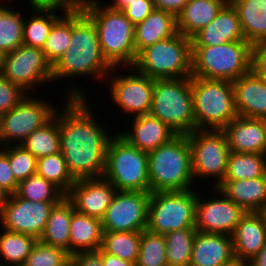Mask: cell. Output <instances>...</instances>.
<instances>
[{
    "label": "cell",
    "mask_w": 266,
    "mask_h": 266,
    "mask_svg": "<svg viewBox=\"0 0 266 266\" xmlns=\"http://www.w3.org/2000/svg\"><path fill=\"white\" fill-rule=\"evenodd\" d=\"M73 85L65 92L68 96L58 113L60 152L75 180L103 177L107 148L114 133L110 135L104 124L95 119L86 94L79 85Z\"/></svg>",
    "instance_id": "1"
},
{
    "label": "cell",
    "mask_w": 266,
    "mask_h": 266,
    "mask_svg": "<svg viewBox=\"0 0 266 266\" xmlns=\"http://www.w3.org/2000/svg\"><path fill=\"white\" fill-rule=\"evenodd\" d=\"M103 56L96 26L79 10L71 13V39L68 49L52 66V81L86 76L102 80L116 72ZM112 70V72H111ZM115 70V71H113ZM110 71V72H109ZM109 72V74H108Z\"/></svg>",
    "instance_id": "2"
},
{
    "label": "cell",
    "mask_w": 266,
    "mask_h": 266,
    "mask_svg": "<svg viewBox=\"0 0 266 266\" xmlns=\"http://www.w3.org/2000/svg\"><path fill=\"white\" fill-rule=\"evenodd\" d=\"M83 12L96 26L101 51L113 67H132L137 59L135 25L122 11L104 6L100 0H83Z\"/></svg>",
    "instance_id": "3"
},
{
    "label": "cell",
    "mask_w": 266,
    "mask_h": 266,
    "mask_svg": "<svg viewBox=\"0 0 266 266\" xmlns=\"http://www.w3.org/2000/svg\"><path fill=\"white\" fill-rule=\"evenodd\" d=\"M148 166L151 193L186 191L195 187L187 135H176L149 151Z\"/></svg>",
    "instance_id": "4"
},
{
    "label": "cell",
    "mask_w": 266,
    "mask_h": 266,
    "mask_svg": "<svg viewBox=\"0 0 266 266\" xmlns=\"http://www.w3.org/2000/svg\"><path fill=\"white\" fill-rule=\"evenodd\" d=\"M252 46L246 40L192 46L191 76L234 82L251 71Z\"/></svg>",
    "instance_id": "5"
},
{
    "label": "cell",
    "mask_w": 266,
    "mask_h": 266,
    "mask_svg": "<svg viewBox=\"0 0 266 266\" xmlns=\"http://www.w3.org/2000/svg\"><path fill=\"white\" fill-rule=\"evenodd\" d=\"M195 130H223L238 115L233 84L191 76Z\"/></svg>",
    "instance_id": "6"
},
{
    "label": "cell",
    "mask_w": 266,
    "mask_h": 266,
    "mask_svg": "<svg viewBox=\"0 0 266 266\" xmlns=\"http://www.w3.org/2000/svg\"><path fill=\"white\" fill-rule=\"evenodd\" d=\"M132 67L154 80L191 77L192 39L177 32L143 49Z\"/></svg>",
    "instance_id": "7"
},
{
    "label": "cell",
    "mask_w": 266,
    "mask_h": 266,
    "mask_svg": "<svg viewBox=\"0 0 266 266\" xmlns=\"http://www.w3.org/2000/svg\"><path fill=\"white\" fill-rule=\"evenodd\" d=\"M149 114L167 124L176 135L195 131L191 77L154 80Z\"/></svg>",
    "instance_id": "8"
},
{
    "label": "cell",
    "mask_w": 266,
    "mask_h": 266,
    "mask_svg": "<svg viewBox=\"0 0 266 266\" xmlns=\"http://www.w3.org/2000/svg\"><path fill=\"white\" fill-rule=\"evenodd\" d=\"M103 177L117 191L150 192L148 152L114 134L108 144Z\"/></svg>",
    "instance_id": "9"
},
{
    "label": "cell",
    "mask_w": 266,
    "mask_h": 266,
    "mask_svg": "<svg viewBox=\"0 0 266 266\" xmlns=\"http://www.w3.org/2000/svg\"><path fill=\"white\" fill-rule=\"evenodd\" d=\"M194 189L151 193L147 230L165 235L175 230L195 228L197 192Z\"/></svg>",
    "instance_id": "10"
},
{
    "label": "cell",
    "mask_w": 266,
    "mask_h": 266,
    "mask_svg": "<svg viewBox=\"0 0 266 266\" xmlns=\"http://www.w3.org/2000/svg\"><path fill=\"white\" fill-rule=\"evenodd\" d=\"M187 137L191 148L194 180L197 181L198 177H213L216 179L213 188H216L224 180L230 153L225 133L222 130L196 129Z\"/></svg>",
    "instance_id": "11"
},
{
    "label": "cell",
    "mask_w": 266,
    "mask_h": 266,
    "mask_svg": "<svg viewBox=\"0 0 266 266\" xmlns=\"http://www.w3.org/2000/svg\"><path fill=\"white\" fill-rule=\"evenodd\" d=\"M42 101L26 94L15 107L0 115L1 147L11 145V142L21 145L31 133L54 117L56 106Z\"/></svg>",
    "instance_id": "12"
},
{
    "label": "cell",
    "mask_w": 266,
    "mask_h": 266,
    "mask_svg": "<svg viewBox=\"0 0 266 266\" xmlns=\"http://www.w3.org/2000/svg\"><path fill=\"white\" fill-rule=\"evenodd\" d=\"M0 74L29 94L31 89L52 82V65L42 49L21 45L4 54Z\"/></svg>",
    "instance_id": "13"
},
{
    "label": "cell",
    "mask_w": 266,
    "mask_h": 266,
    "mask_svg": "<svg viewBox=\"0 0 266 266\" xmlns=\"http://www.w3.org/2000/svg\"><path fill=\"white\" fill-rule=\"evenodd\" d=\"M151 192L116 191L101 219L103 231L133 232L147 229Z\"/></svg>",
    "instance_id": "14"
},
{
    "label": "cell",
    "mask_w": 266,
    "mask_h": 266,
    "mask_svg": "<svg viewBox=\"0 0 266 266\" xmlns=\"http://www.w3.org/2000/svg\"><path fill=\"white\" fill-rule=\"evenodd\" d=\"M58 202L29 201L16 194L7 195L0 205V224L2 229L41 237L50 211Z\"/></svg>",
    "instance_id": "15"
},
{
    "label": "cell",
    "mask_w": 266,
    "mask_h": 266,
    "mask_svg": "<svg viewBox=\"0 0 266 266\" xmlns=\"http://www.w3.org/2000/svg\"><path fill=\"white\" fill-rule=\"evenodd\" d=\"M130 68L133 73L125 75H116L111 78L109 83V92L111 101H113L124 114H134L135 116L149 114L154 90V79L147 75L135 71L134 67ZM117 76V77H116Z\"/></svg>",
    "instance_id": "16"
},
{
    "label": "cell",
    "mask_w": 266,
    "mask_h": 266,
    "mask_svg": "<svg viewBox=\"0 0 266 266\" xmlns=\"http://www.w3.org/2000/svg\"><path fill=\"white\" fill-rule=\"evenodd\" d=\"M212 189L219 194L215 199L211 197L206 201L197 193L195 228L204 233L231 236L246 212L217 188Z\"/></svg>",
    "instance_id": "17"
},
{
    "label": "cell",
    "mask_w": 266,
    "mask_h": 266,
    "mask_svg": "<svg viewBox=\"0 0 266 266\" xmlns=\"http://www.w3.org/2000/svg\"><path fill=\"white\" fill-rule=\"evenodd\" d=\"M116 191L104 177L83 178L75 180L66 197L75 211L101 220Z\"/></svg>",
    "instance_id": "18"
},
{
    "label": "cell",
    "mask_w": 266,
    "mask_h": 266,
    "mask_svg": "<svg viewBox=\"0 0 266 266\" xmlns=\"http://www.w3.org/2000/svg\"><path fill=\"white\" fill-rule=\"evenodd\" d=\"M222 131L230 152L264 154L266 119L237 116Z\"/></svg>",
    "instance_id": "19"
},
{
    "label": "cell",
    "mask_w": 266,
    "mask_h": 266,
    "mask_svg": "<svg viewBox=\"0 0 266 266\" xmlns=\"http://www.w3.org/2000/svg\"><path fill=\"white\" fill-rule=\"evenodd\" d=\"M232 236L235 259L247 263L266 244V224L260 212H246Z\"/></svg>",
    "instance_id": "20"
},
{
    "label": "cell",
    "mask_w": 266,
    "mask_h": 266,
    "mask_svg": "<svg viewBox=\"0 0 266 266\" xmlns=\"http://www.w3.org/2000/svg\"><path fill=\"white\" fill-rule=\"evenodd\" d=\"M191 39L192 46H217L245 40L236 9L228 1L217 16Z\"/></svg>",
    "instance_id": "21"
},
{
    "label": "cell",
    "mask_w": 266,
    "mask_h": 266,
    "mask_svg": "<svg viewBox=\"0 0 266 266\" xmlns=\"http://www.w3.org/2000/svg\"><path fill=\"white\" fill-rule=\"evenodd\" d=\"M232 84L237 115L266 119V81L251 70Z\"/></svg>",
    "instance_id": "22"
},
{
    "label": "cell",
    "mask_w": 266,
    "mask_h": 266,
    "mask_svg": "<svg viewBox=\"0 0 266 266\" xmlns=\"http://www.w3.org/2000/svg\"><path fill=\"white\" fill-rule=\"evenodd\" d=\"M234 260L232 236L196 232L189 266H224Z\"/></svg>",
    "instance_id": "23"
},
{
    "label": "cell",
    "mask_w": 266,
    "mask_h": 266,
    "mask_svg": "<svg viewBox=\"0 0 266 266\" xmlns=\"http://www.w3.org/2000/svg\"><path fill=\"white\" fill-rule=\"evenodd\" d=\"M132 131L124 130L119 134L132 146L149 152L169 142L176 133L164 122L151 114L133 117Z\"/></svg>",
    "instance_id": "24"
},
{
    "label": "cell",
    "mask_w": 266,
    "mask_h": 266,
    "mask_svg": "<svg viewBox=\"0 0 266 266\" xmlns=\"http://www.w3.org/2000/svg\"><path fill=\"white\" fill-rule=\"evenodd\" d=\"M245 212H260L266 205V176L254 179H224L217 187Z\"/></svg>",
    "instance_id": "25"
},
{
    "label": "cell",
    "mask_w": 266,
    "mask_h": 266,
    "mask_svg": "<svg viewBox=\"0 0 266 266\" xmlns=\"http://www.w3.org/2000/svg\"><path fill=\"white\" fill-rule=\"evenodd\" d=\"M176 33V17L172 13L155 8L141 23L135 26L136 54L138 55L146 47L168 39Z\"/></svg>",
    "instance_id": "26"
},
{
    "label": "cell",
    "mask_w": 266,
    "mask_h": 266,
    "mask_svg": "<svg viewBox=\"0 0 266 266\" xmlns=\"http://www.w3.org/2000/svg\"><path fill=\"white\" fill-rule=\"evenodd\" d=\"M229 0H188L176 17L177 32L192 38L207 26Z\"/></svg>",
    "instance_id": "27"
},
{
    "label": "cell",
    "mask_w": 266,
    "mask_h": 266,
    "mask_svg": "<svg viewBox=\"0 0 266 266\" xmlns=\"http://www.w3.org/2000/svg\"><path fill=\"white\" fill-rule=\"evenodd\" d=\"M69 253L95 251L101 248L103 230L101 220L74 211L69 226Z\"/></svg>",
    "instance_id": "28"
},
{
    "label": "cell",
    "mask_w": 266,
    "mask_h": 266,
    "mask_svg": "<svg viewBox=\"0 0 266 266\" xmlns=\"http://www.w3.org/2000/svg\"><path fill=\"white\" fill-rule=\"evenodd\" d=\"M238 13L242 33L252 45L266 42V0H229Z\"/></svg>",
    "instance_id": "29"
},
{
    "label": "cell",
    "mask_w": 266,
    "mask_h": 266,
    "mask_svg": "<svg viewBox=\"0 0 266 266\" xmlns=\"http://www.w3.org/2000/svg\"><path fill=\"white\" fill-rule=\"evenodd\" d=\"M74 211L73 204L66 196L54 204L39 241L69 252V226Z\"/></svg>",
    "instance_id": "30"
},
{
    "label": "cell",
    "mask_w": 266,
    "mask_h": 266,
    "mask_svg": "<svg viewBox=\"0 0 266 266\" xmlns=\"http://www.w3.org/2000/svg\"><path fill=\"white\" fill-rule=\"evenodd\" d=\"M58 109L54 117L45 125L31 133L22 146L37 159L60 152V131L58 126Z\"/></svg>",
    "instance_id": "31"
},
{
    "label": "cell",
    "mask_w": 266,
    "mask_h": 266,
    "mask_svg": "<svg viewBox=\"0 0 266 266\" xmlns=\"http://www.w3.org/2000/svg\"><path fill=\"white\" fill-rule=\"evenodd\" d=\"M0 234V266H23L35 243V237L5 229ZM8 262V263H7Z\"/></svg>",
    "instance_id": "32"
},
{
    "label": "cell",
    "mask_w": 266,
    "mask_h": 266,
    "mask_svg": "<svg viewBox=\"0 0 266 266\" xmlns=\"http://www.w3.org/2000/svg\"><path fill=\"white\" fill-rule=\"evenodd\" d=\"M266 176V156L259 153L230 152L224 179H254Z\"/></svg>",
    "instance_id": "33"
},
{
    "label": "cell",
    "mask_w": 266,
    "mask_h": 266,
    "mask_svg": "<svg viewBox=\"0 0 266 266\" xmlns=\"http://www.w3.org/2000/svg\"><path fill=\"white\" fill-rule=\"evenodd\" d=\"M29 19H24L23 45L43 49L53 25L65 14L57 16L55 10H33ZM27 20V21H26Z\"/></svg>",
    "instance_id": "34"
},
{
    "label": "cell",
    "mask_w": 266,
    "mask_h": 266,
    "mask_svg": "<svg viewBox=\"0 0 266 266\" xmlns=\"http://www.w3.org/2000/svg\"><path fill=\"white\" fill-rule=\"evenodd\" d=\"M141 241V231H103L101 249L112 256L136 264Z\"/></svg>",
    "instance_id": "35"
},
{
    "label": "cell",
    "mask_w": 266,
    "mask_h": 266,
    "mask_svg": "<svg viewBox=\"0 0 266 266\" xmlns=\"http://www.w3.org/2000/svg\"><path fill=\"white\" fill-rule=\"evenodd\" d=\"M23 29L24 15L4 4L0 8V50L4 54L23 45Z\"/></svg>",
    "instance_id": "36"
},
{
    "label": "cell",
    "mask_w": 266,
    "mask_h": 266,
    "mask_svg": "<svg viewBox=\"0 0 266 266\" xmlns=\"http://www.w3.org/2000/svg\"><path fill=\"white\" fill-rule=\"evenodd\" d=\"M196 232V228H187L164 235L168 266H189Z\"/></svg>",
    "instance_id": "37"
},
{
    "label": "cell",
    "mask_w": 266,
    "mask_h": 266,
    "mask_svg": "<svg viewBox=\"0 0 266 266\" xmlns=\"http://www.w3.org/2000/svg\"><path fill=\"white\" fill-rule=\"evenodd\" d=\"M36 174L53 183L65 195L75 183V179L69 173L61 152L38 158Z\"/></svg>",
    "instance_id": "38"
},
{
    "label": "cell",
    "mask_w": 266,
    "mask_h": 266,
    "mask_svg": "<svg viewBox=\"0 0 266 266\" xmlns=\"http://www.w3.org/2000/svg\"><path fill=\"white\" fill-rule=\"evenodd\" d=\"M18 197L37 202H59L66 195L53 183L34 174L18 183Z\"/></svg>",
    "instance_id": "39"
},
{
    "label": "cell",
    "mask_w": 266,
    "mask_h": 266,
    "mask_svg": "<svg viewBox=\"0 0 266 266\" xmlns=\"http://www.w3.org/2000/svg\"><path fill=\"white\" fill-rule=\"evenodd\" d=\"M71 13H65L52 27L43 46L46 59L53 66L70 45Z\"/></svg>",
    "instance_id": "40"
},
{
    "label": "cell",
    "mask_w": 266,
    "mask_h": 266,
    "mask_svg": "<svg viewBox=\"0 0 266 266\" xmlns=\"http://www.w3.org/2000/svg\"><path fill=\"white\" fill-rule=\"evenodd\" d=\"M135 266H168L164 235L141 231V241Z\"/></svg>",
    "instance_id": "41"
},
{
    "label": "cell",
    "mask_w": 266,
    "mask_h": 266,
    "mask_svg": "<svg viewBox=\"0 0 266 266\" xmlns=\"http://www.w3.org/2000/svg\"><path fill=\"white\" fill-rule=\"evenodd\" d=\"M70 262L71 254L67 250L46 245L38 240L23 266H66Z\"/></svg>",
    "instance_id": "42"
},
{
    "label": "cell",
    "mask_w": 266,
    "mask_h": 266,
    "mask_svg": "<svg viewBox=\"0 0 266 266\" xmlns=\"http://www.w3.org/2000/svg\"><path fill=\"white\" fill-rule=\"evenodd\" d=\"M0 149L8 156L12 172L18 182L36 174L37 158L22 145H8Z\"/></svg>",
    "instance_id": "43"
},
{
    "label": "cell",
    "mask_w": 266,
    "mask_h": 266,
    "mask_svg": "<svg viewBox=\"0 0 266 266\" xmlns=\"http://www.w3.org/2000/svg\"><path fill=\"white\" fill-rule=\"evenodd\" d=\"M26 92L0 74V115L15 107Z\"/></svg>",
    "instance_id": "44"
},
{
    "label": "cell",
    "mask_w": 266,
    "mask_h": 266,
    "mask_svg": "<svg viewBox=\"0 0 266 266\" xmlns=\"http://www.w3.org/2000/svg\"><path fill=\"white\" fill-rule=\"evenodd\" d=\"M28 2L33 10H58V12L61 10L63 13L79 11L83 5V0H29Z\"/></svg>",
    "instance_id": "45"
},
{
    "label": "cell",
    "mask_w": 266,
    "mask_h": 266,
    "mask_svg": "<svg viewBox=\"0 0 266 266\" xmlns=\"http://www.w3.org/2000/svg\"><path fill=\"white\" fill-rule=\"evenodd\" d=\"M18 181L12 172L8 156L0 149V189L6 194H15Z\"/></svg>",
    "instance_id": "46"
},
{
    "label": "cell",
    "mask_w": 266,
    "mask_h": 266,
    "mask_svg": "<svg viewBox=\"0 0 266 266\" xmlns=\"http://www.w3.org/2000/svg\"><path fill=\"white\" fill-rule=\"evenodd\" d=\"M155 9L153 0L135 1L127 5L122 12L136 26Z\"/></svg>",
    "instance_id": "47"
},
{
    "label": "cell",
    "mask_w": 266,
    "mask_h": 266,
    "mask_svg": "<svg viewBox=\"0 0 266 266\" xmlns=\"http://www.w3.org/2000/svg\"><path fill=\"white\" fill-rule=\"evenodd\" d=\"M251 70L266 81V42L253 44Z\"/></svg>",
    "instance_id": "48"
},
{
    "label": "cell",
    "mask_w": 266,
    "mask_h": 266,
    "mask_svg": "<svg viewBox=\"0 0 266 266\" xmlns=\"http://www.w3.org/2000/svg\"><path fill=\"white\" fill-rule=\"evenodd\" d=\"M75 266H103L101 248L95 251H81L71 255Z\"/></svg>",
    "instance_id": "49"
},
{
    "label": "cell",
    "mask_w": 266,
    "mask_h": 266,
    "mask_svg": "<svg viewBox=\"0 0 266 266\" xmlns=\"http://www.w3.org/2000/svg\"><path fill=\"white\" fill-rule=\"evenodd\" d=\"M188 0H153L154 7L172 13L177 17Z\"/></svg>",
    "instance_id": "50"
},
{
    "label": "cell",
    "mask_w": 266,
    "mask_h": 266,
    "mask_svg": "<svg viewBox=\"0 0 266 266\" xmlns=\"http://www.w3.org/2000/svg\"><path fill=\"white\" fill-rule=\"evenodd\" d=\"M101 257H102L103 266H135L133 262L112 256L108 253H105L102 249H101Z\"/></svg>",
    "instance_id": "51"
},
{
    "label": "cell",
    "mask_w": 266,
    "mask_h": 266,
    "mask_svg": "<svg viewBox=\"0 0 266 266\" xmlns=\"http://www.w3.org/2000/svg\"><path fill=\"white\" fill-rule=\"evenodd\" d=\"M247 263L249 266H266V244L257 255Z\"/></svg>",
    "instance_id": "52"
},
{
    "label": "cell",
    "mask_w": 266,
    "mask_h": 266,
    "mask_svg": "<svg viewBox=\"0 0 266 266\" xmlns=\"http://www.w3.org/2000/svg\"><path fill=\"white\" fill-rule=\"evenodd\" d=\"M135 1H141V0H113V2L108 5L112 10L122 11L127 5L135 2Z\"/></svg>",
    "instance_id": "53"
},
{
    "label": "cell",
    "mask_w": 266,
    "mask_h": 266,
    "mask_svg": "<svg viewBox=\"0 0 266 266\" xmlns=\"http://www.w3.org/2000/svg\"><path fill=\"white\" fill-rule=\"evenodd\" d=\"M240 264H241V262H239L237 259H235L234 261H232L229 264H226L224 266H239Z\"/></svg>",
    "instance_id": "54"
},
{
    "label": "cell",
    "mask_w": 266,
    "mask_h": 266,
    "mask_svg": "<svg viewBox=\"0 0 266 266\" xmlns=\"http://www.w3.org/2000/svg\"><path fill=\"white\" fill-rule=\"evenodd\" d=\"M6 197L7 195L0 189V205L5 200Z\"/></svg>",
    "instance_id": "55"
},
{
    "label": "cell",
    "mask_w": 266,
    "mask_h": 266,
    "mask_svg": "<svg viewBox=\"0 0 266 266\" xmlns=\"http://www.w3.org/2000/svg\"><path fill=\"white\" fill-rule=\"evenodd\" d=\"M261 215L264 218V222L266 224V205L260 210Z\"/></svg>",
    "instance_id": "56"
},
{
    "label": "cell",
    "mask_w": 266,
    "mask_h": 266,
    "mask_svg": "<svg viewBox=\"0 0 266 266\" xmlns=\"http://www.w3.org/2000/svg\"><path fill=\"white\" fill-rule=\"evenodd\" d=\"M4 53L0 50V72L3 65Z\"/></svg>",
    "instance_id": "57"
},
{
    "label": "cell",
    "mask_w": 266,
    "mask_h": 266,
    "mask_svg": "<svg viewBox=\"0 0 266 266\" xmlns=\"http://www.w3.org/2000/svg\"><path fill=\"white\" fill-rule=\"evenodd\" d=\"M239 266H249L248 263H241Z\"/></svg>",
    "instance_id": "58"
},
{
    "label": "cell",
    "mask_w": 266,
    "mask_h": 266,
    "mask_svg": "<svg viewBox=\"0 0 266 266\" xmlns=\"http://www.w3.org/2000/svg\"><path fill=\"white\" fill-rule=\"evenodd\" d=\"M66 266H75L73 263H72V261L69 263V264H67Z\"/></svg>",
    "instance_id": "59"
},
{
    "label": "cell",
    "mask_w": 266,
    "mask_h": 266,
    "mask_svg": "<svg viewBox=\"0 0 266 266\" xmlns=\"http://www.w3.org/2000/svg\"><path fill=\"white\" fill-rule=\"evenodd\" d=\"M264 155L266 156V141H265Z\"/></svg>",
    "instance_id": "60"
}]
</instances>
